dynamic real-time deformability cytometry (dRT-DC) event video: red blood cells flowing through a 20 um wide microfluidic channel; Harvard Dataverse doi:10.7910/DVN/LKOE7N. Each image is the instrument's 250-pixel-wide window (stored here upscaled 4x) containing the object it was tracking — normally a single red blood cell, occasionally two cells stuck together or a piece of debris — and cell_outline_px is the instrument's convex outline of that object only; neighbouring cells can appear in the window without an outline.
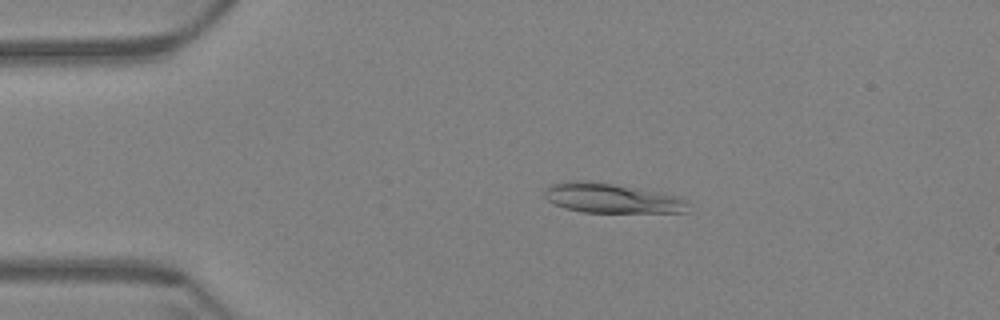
{"species": "Egyptian fruit bat (a non-hibernating species)", "species_latin": "Rousettus aegyptiacus", "temperature_condition": "warm", "stored_images_in_passage": 58, "camera_frame_rate_fps": 3000, "um_per_image_px": 0.085, "animal": {"sex": "female"}, "frame": {"image": 1, "passage_image": 10, "time_ms": 3.0, "image_size_px": [1000, 320], "cell_outline_px": [[688, 212], [584, 212], [564, 208], [552, 204], [544, 196], [544, 192], [552, 184], [576, 180], [588, 180], [660, 192], [680, 196], [688, 200]], "centroid_in_image_um": [52.01, 16.85], "position_along_channel_um": 33.0, "area_um2": 24.8}}
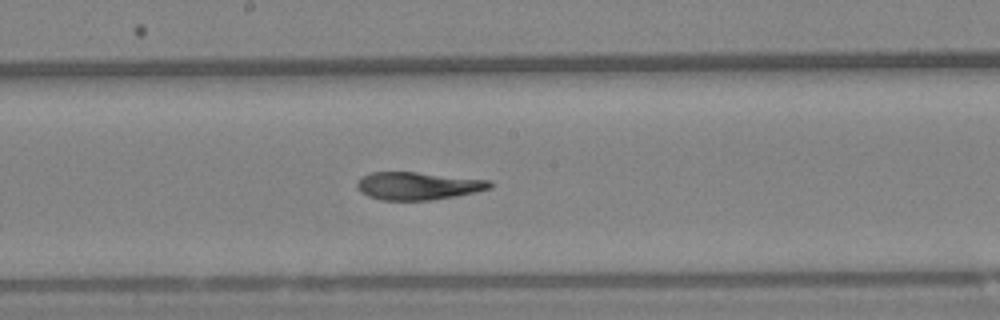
{"frame": {"image": 2, "passage_image": 30, "time_ms": 9.667, "image_size_px": [1000, 320], "cell_outline_px": [[496, 184], [492, 188], [476, 192], [456, 196], [428, 200], [380, 200], [368, 196], [360, 192], [356, 188], [356, 184], [364, 176], [372, 172], [416, 172], [492, 180]], "centroid_in_image_um": [35.58, 15.8], "position_along_channel_um": 212.6, "area_um2": 21.62}}
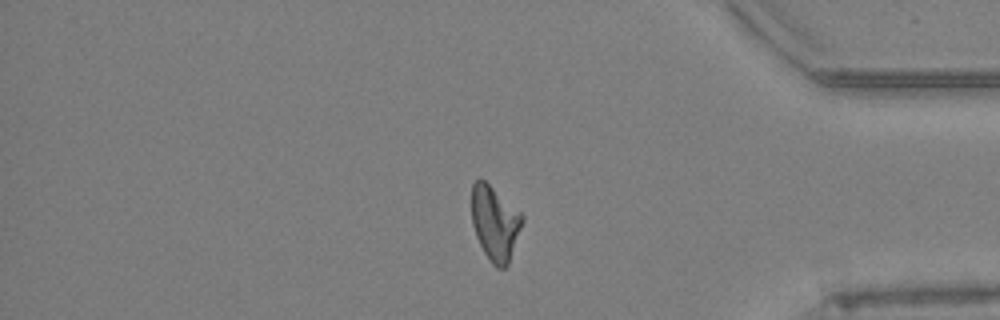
{"frame": {"image": 3, "passage_image": 48, "time_ms": 15.667, "image_size_px": [1000, 320], "cell_outline_px": [[524, 220], [508, 264], [504, 268], [496, 268], [492, 264], [484, 252], [476, 236], [472, 224], [472, 184], [476, 180], [484, 180], [520, 212], [524, 216]], "centroid_in_image_um": [42.07, 18.98], "position_along_channel_um": 393.1, "area_um2": 21.68}, "authors_computed_cell_mechanics": {"area_um2": 22.3397, "velocity_mm_per_s": 3.4144, "shape_relaxation_time_tau1_ms": 9.9938, "shape_relaxation_time_tau2_ms": 2.9751, "deformation_change_tau1": 0.2778, "deformation_change_tau2": 0.1078}}